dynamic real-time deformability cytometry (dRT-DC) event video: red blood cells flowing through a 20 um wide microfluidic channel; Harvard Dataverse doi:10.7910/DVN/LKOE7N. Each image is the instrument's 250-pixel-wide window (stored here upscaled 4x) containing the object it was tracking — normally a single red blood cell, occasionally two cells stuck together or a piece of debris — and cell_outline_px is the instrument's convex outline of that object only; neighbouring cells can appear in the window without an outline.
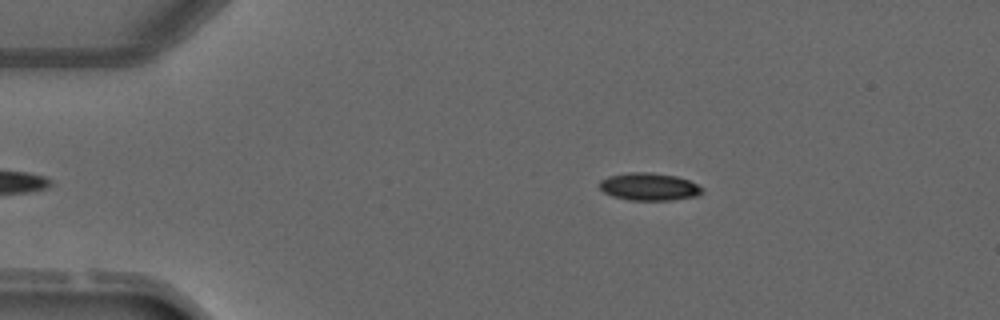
{"species": "common noctule bat (a hibernating species)", "species_latin": "Nyctalus noctula", "temperature_condition": "warm", "stored_images_in_passage": 3, "camera_frame_rate_fps": 3000, "um_per_image_px": 0.085, "animal": {"sex": "male", "forearm_length_mm": 52.5}, "frame": {"image": 1, "passage_image": 3, "time_ms": 3.333, "image_size_px": [1000, 320], "cell_outline_px": [[704, 192], [696, 196], [672, 200], [628, 200], [612, 196], [604, 192], [600, 188], [600, 180], [608, 176], [628, 172], [648, 172], [676, 176], [688, 180], [704, 188]], "centroid_in_image_um": [55.17, 15.87], "position_along_channel_um": 29.8, "area_um2": 16.53}}